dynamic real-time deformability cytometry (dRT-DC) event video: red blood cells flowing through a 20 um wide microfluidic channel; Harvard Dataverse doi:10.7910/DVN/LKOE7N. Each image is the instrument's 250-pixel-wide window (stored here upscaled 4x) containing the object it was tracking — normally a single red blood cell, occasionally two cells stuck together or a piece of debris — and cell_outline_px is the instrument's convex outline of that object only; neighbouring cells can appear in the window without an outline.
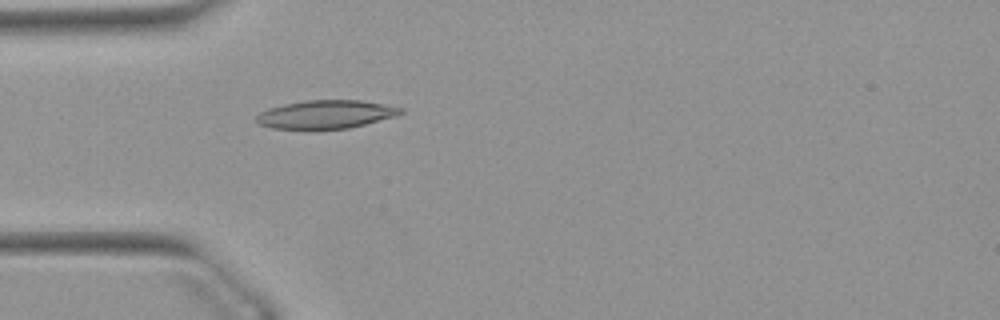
{"species": "Egyptian fruit bat (a non-hibernating species)", "species_latin": "Rousettus aegyptiacus", "temperature_condition": "warm", "stored_images_in_passage": 48, "camera_frame_rate_fps": 3000, "um_per_image_px": 0.085, "animal": {"sex": "female"}, "frame": {"image": 1, "passage_image": 11, "time_ms": 3.333, "image_size_px": [1000, 320], "cell_outline_px": [[404, 112], [396, 116], [348, 128], [316, 132], [272, 128], [260, 124], [256, 120], [256, 116], [260, 112], [268, 108], [284, 104], [304, 100], [360, 100], [404, 108]], "centroid_in_image_um": [27.65, 9.76], "position_along_channel_um": 57.3, "area_um2": 24.57}}
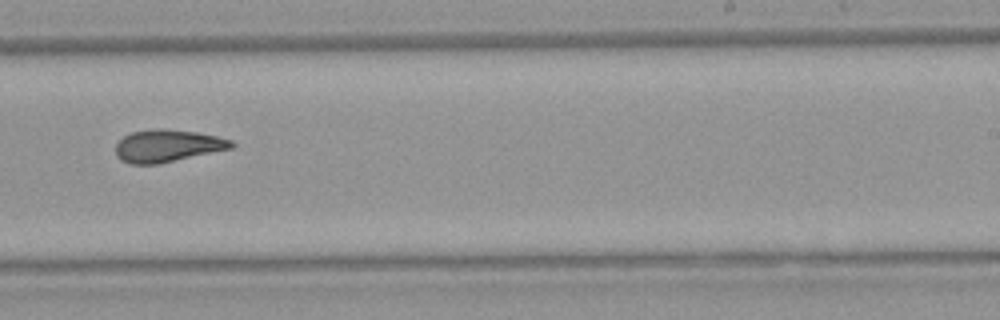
{"frame": {"image": 2, "passage_image": 28, "time_ms": 9.0, "image_size_px": [1000, 320], "cell_outline_px": [[236, 144], [232, 148], [160, 164], [132, 164], [120, 160], [116, 156], [116, 144], [124, 136], [132, 132], [160, 128], [196, 132], [216, 136], [232, 140]], "centroid_in_image_um": [14.24, 12.4], "position_along_channel_um": 274.8, "area_um2": 21.79}}
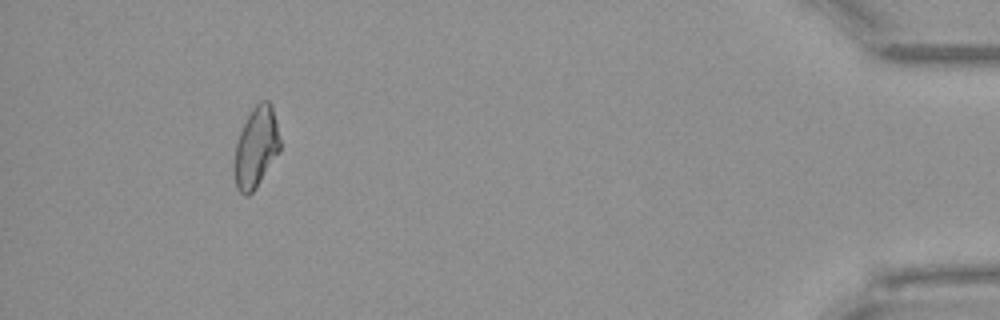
{"frame": {"image": 3, "passage_image": 44, "time_ms": 14.333, "image_size_px": [1000, 320], "cell_outline_px": [[280, 152], [256, 188], [248, 196], [244, 196], [236, 188], [232, 172], [232, 164], [236, 144], [240, 132], [252, 108], [260, 100], [268, 100], [272, 104], [276, 120], [280, 140]], "centroid_in_image_um": [21.74, 12.56], "position_along_channel_um": 413.5, "area_um2": 21.96}, "authors_computed_cell_mechanics": {"area_um2": 22.0796, "velocity_mm_per_s": 3.895, "shape_relaxation_time_tau1_ms": 11.2383, "shape_relaxation_time_tau2_ms": 2.6207, "deformation_change_tau1": 0.2412, "deformation_change_tau2": 0.0986}}